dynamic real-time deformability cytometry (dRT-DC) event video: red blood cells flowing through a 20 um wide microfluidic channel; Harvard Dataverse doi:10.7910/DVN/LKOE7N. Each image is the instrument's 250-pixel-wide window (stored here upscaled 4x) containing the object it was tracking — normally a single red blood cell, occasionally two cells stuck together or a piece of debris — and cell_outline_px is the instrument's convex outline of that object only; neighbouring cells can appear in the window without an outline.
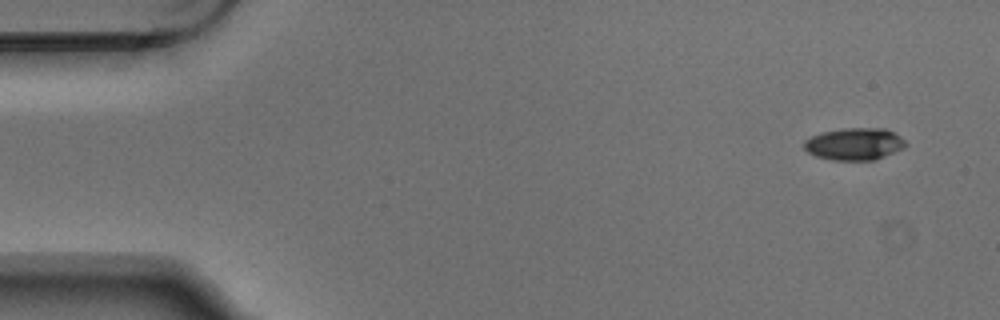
{"species": "Egyptian fruit bat (a non-hibernating species)", "species_latin": "Rousettus aegyptiacus", "temperature_condition": "warm", "stored_images_in_passage": 4, "camera_frame_rate_fps": 3000, "um_per_image_px": 0.085, "animal": {"sex": "male"}, "frame": {"image": 1, "passage_image": 1, "time_ms": 0.0, "image_size_px": [1000, 320], "cell_outline_px": [[904, 148], [872, 160], [832, 160], [816, 156], [808, 152], [804, 148], [804, 140], [820, 132], [844, 128], [884, 128], [900, 136], [904, 140]], "centroid_in_image_um": [72.58, 12.23], "position_along_channel_um": 12.4, "area_um2": 18.84}}
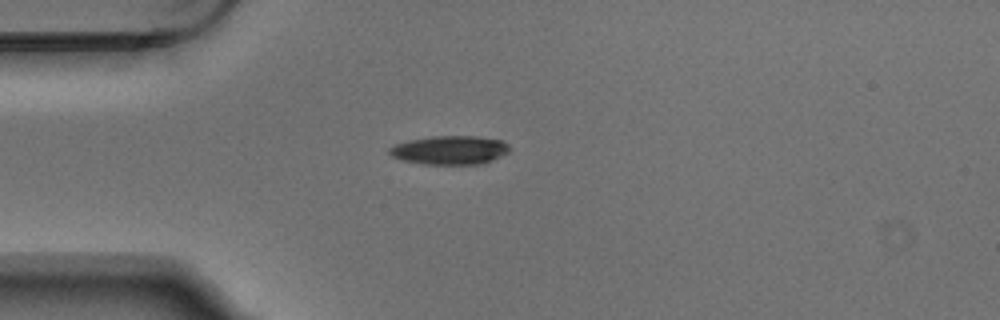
{"frame": {"image": 2, "passage_image": 4, "time_ms": 1.0, "image_size_px": [1000, 320], "cell_outline_px": [[508, 152], [484, 164], [424, 164], [404, 160], [392, 156], [388, 152], [388, 148], [396, 144], [408, 140], [432, 136], [476, 136], [504, 140], [508, 144]], "centroid_in_image_um": [38.24, 12.75], "position_along_channel_um": 46.8, "area_um2": 20.11}}